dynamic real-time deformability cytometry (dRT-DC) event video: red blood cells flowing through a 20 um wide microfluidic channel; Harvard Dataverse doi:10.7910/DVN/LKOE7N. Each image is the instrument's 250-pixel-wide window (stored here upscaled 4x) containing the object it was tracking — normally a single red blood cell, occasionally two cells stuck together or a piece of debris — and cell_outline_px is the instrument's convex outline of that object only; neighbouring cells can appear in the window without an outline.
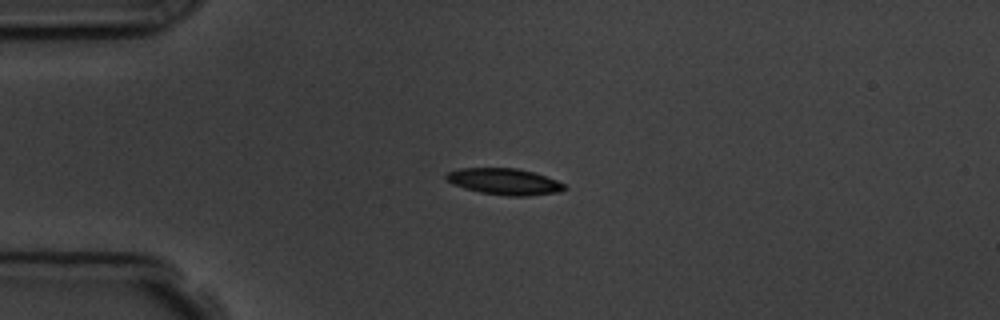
{"species": "common noctule bat (a hibernating species)", "species_latin": "Nyctalus noctula", "temperature_condition": "room temperature", "stored_images_in_passage": 8, "camera_frame_rate_fps": 3000, "um_per_image_px": 0.085, "animal": {"sex": "male", "body_mass_g": 19.5, "forearm_length_mm": 54.6}, "frame": {"image": 1, "passage_image": 4, "time_ms": 3.333, "image_size_px": [1000, 320], "cell_outline_px": [[568, 188], [560, 192], [528, 196], [508, 196], [480, 192], [464, 188], [452, 184], [444, 176], [448, 172], [460, 168], [516, 168], [532, 172], [556, 180], [564, 184]], "centroid_in_image_um": [42.87, 15.44], "position_along_channel_um": 42.1, "area_um2": 18.09}}
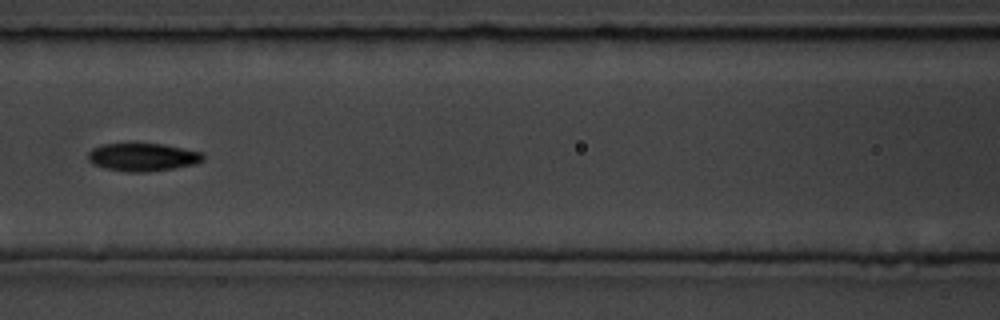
{"frame": {"image": 2, "passage_image": 7, "time_ms": 7.0, "image_size_px": [1000, 320], "cell_outline_px": [[204, 160], [196, 164], [172, 168], [144, 172], [128, 172], [104, 168], [92, 164], [88, 160], [88, 152], [92, 148], [104, 144], [164, 144], [200, 152], [204, 156]], "centroid_in_image_um": [12.1, 13.36], "position_along_channel_um": 154.5, "area_um2": 18.61}}